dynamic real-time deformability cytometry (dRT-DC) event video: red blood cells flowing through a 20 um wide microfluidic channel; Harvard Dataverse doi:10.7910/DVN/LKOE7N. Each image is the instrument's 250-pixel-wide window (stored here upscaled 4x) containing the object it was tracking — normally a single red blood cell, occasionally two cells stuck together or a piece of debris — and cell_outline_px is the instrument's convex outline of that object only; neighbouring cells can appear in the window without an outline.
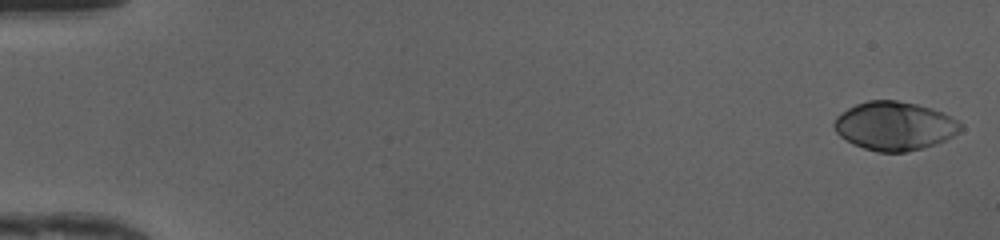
{"species": "human", "species_latin": "Homo sapiens", "temperature_condition": "cold", "stored_images_in_passage": 49, "camera_frame_rate_fps": 3000, "um_per_image_px": 0.085, "donor": {"sex": "female"}, "frame": {"image": 1, "passage_image": 1, "time_ms": 0.0, "image_size_px": [1000, 240], "cell_outline_px": [[964, 128], [960, 132], [936, 144], [924, 148], [904, 152], [876, 152], [852, 144], [840, 136], [836, 132], [832, 124], [836, 116], [848, 108], [856, 104], [868, 100], [896, 100], [916, 104], [932, 108], [944, 112], [964, 124]], "centroid_in_image_um": [76.05, 10.7], "position_along_channel_um": 8.9, "area_um2": 36.18}}
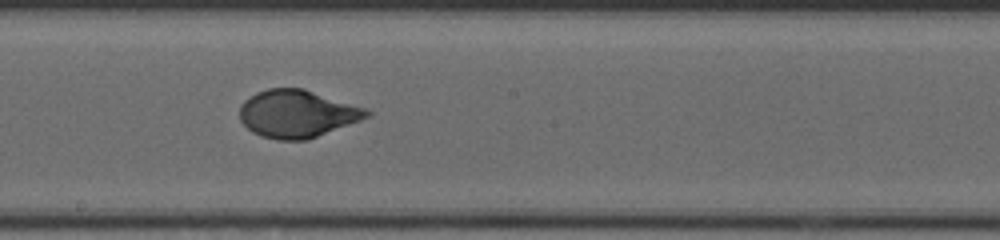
{"frame": {"image": 2, "passage_image": 28, "time_ms": 9.0, "image_size_px": [1000, 240], "cell_outline_px": [[372, 112], [368, 116], [360, 120], [316, 136], [304, 140], [276, 140], [260, 136], [252, 132], [240, 120], [240, 104], [244, 100], [256, 92], [268, 88], [304, 88], [368, 108]], "centroid_in_image_um": [25.24, 9.65], "position_along_channel_um": 223.0, "area_um2": 35.26}}
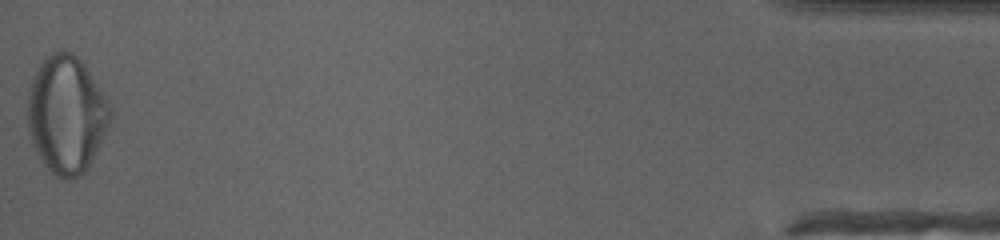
{"frame": {"image": 3, "passage_image": 49, "time_ms": 16.0, "image_size_px": [1000, 240], "cell_outline_px": [[112, 116], [100, 144], [88, 168], [84, 172], [68, 180], [56, 176], [44, 164], [36, 152], [32, 144], [28, 128], [28, 88], [32, 76], [36, 68], [44, 56], [60, 48], [72, 52], [84, 64], [112, 108]], "centroid_in_image_um": [5.62, 9.7], "position_along_channel_um": 429.6, "area_um2": 56.76}, "authors_computed_cell_mechanics": {"area_um2": 35.258, "velocity_mm_per_s": 4.2098, "shape_relaxation_time_tau1_ms": 3.8568, "shape_relaxation_time_tau2_ms": null, "deformation_change_tau1": 0.1937, "deformation_change_tau2": null}}